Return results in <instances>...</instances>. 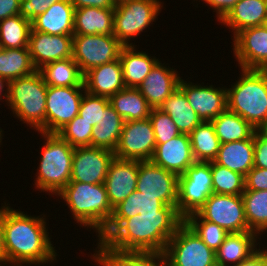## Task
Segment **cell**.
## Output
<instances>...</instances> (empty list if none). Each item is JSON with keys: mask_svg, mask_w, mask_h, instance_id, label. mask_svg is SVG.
<instances>
[{"mask_svg": "<svg viewBox=\"0 0 267 266\" xmlns=\"http://www.w3.org/2000/svg\"><path fill=\"white\" fill-rule=\"evenodd\" d=\"M114 152L97 147H75L70 182L101 184L105 182Z\"/></svg>", "mask_w": 267, "mask_h": 266, "instance_id": "cell-16", "label": "cell"}, {"mask_svg": "<svg viewBox=\"0 0 267 266\" xmlns=\"http://www.w3.org/2000/svg\"><path fill=\"white\" fill-rule=\"evenodd\" d=\"M47 86L85 87L84 75L73 58L57 60L38 70Z\"/></svg>", "mask_w": 267, "mask_h": 266, "instance_id": "cell-33", "label": "cell"}, {"mask_svg": "<svg viewBox=\"0 0 267 266\" xmlns=\"http://www.w3.org/2000/svg\"><path fill=\"white\" fill-rule=\"evenodd\" d=\"M189 138L196 162H211L216 159L221 143L211 121L201 122L189 134Z\"/></svg>", "mask_w": 267, "mask_h": 266, "instance_id": "cell-37", "label": "cell"}, {"mask_svg": "<svg viewBox=\"0 0 267 266\" xmlns=\"http://www.w3.org/2000/svg\"><path fill=\"white\" fill-rule=\"evenodd\" d=\"M233 56L239 69L267 70V28L249 27L233 38Z\"/></svg>", "mask_w": 267, "mask_h": 266, "instance_id": "cell-15", "label": "cell"}, {"mask_svg": "<svg viewBox=\"0 0 267 266\" xmlns=\"http://www.w3.org/2000/svg\"><path fill=\"white\" fill-rule=\"evenodd\" d=\"M183 222L177 206L165 205L158 213H142L124 219L103 242L119 251L164 253Z\"/></svg>", "mask_w": 267, "mask_h": 266, "instance_id": "cell-2", "label": "cell"}, {"mask_svg": "<svg viewBox=\"0 0 267 266\" xmlns=\"http://www.w3.org/2000/svg\"><path fill=\"white\" fill-rule=\"evenodd\" d=\"M47 85L40 72L9 82L7 104L15 118L34 131L46 133Z\"/></svg>", "mask_w": 267, "mask_h": 266, "instance_id": "cell-6", "label": "cell"}, {"mask_svg": "<svg viewBox=\"0 0 267 266\" xmlns=\"http://www.w3.org/2000/svg\"><path fill=\"white\" fill-rule=\"evenodd\" d=\"M213 193L239 195L245 191V176L211 161Z\"/></svg>", "mask_w": 267, "mask_h": 266, "instance_id": "cell-40", "label": "cell"}, {"mask_svg": "<svg viewBox=\"0 0 267 266\" xmlns=\"http://www.w3.org/2000/svg\"><path fill=\"white\" fill-rule=\"evenodd\" d=\"M245 190H267V169L253 167L245 176Z\"/></svg>", "mask_w": 267, "mask_h": 266, "instance_id": "cell-47", "label": "cell"}, {"mask_svg": "<svg viewBox=\"0 0 267 266\" xmlns=\"http://www.w3.org/2000/svg\"><path fill=\"white\" fill-rule=\"evenodd\" d=\"M64 200L80 227L93 229L98 236L109 223L113 208L106 187L101 184L69 182L57 195Z\"/></svg>", "mask_w": 267, "mask_h": 266, "instance_id": "cell-3", "label": "cell"}, {"mask_svg": "<svg viewBox=\"0 0 267 266\" xmlns=\"http://www.w3.org/2000/svg\"><path fill=\"white\" fill-rule=\"evenodd\" d=\"M7 204V205H6ZM27 215L3 204L5 266L54 264L57 250L49 237L47 217ZM54 246V247H53ZM22 263V264H21Z\"/></svg>", "mask_w": 267, "mask_h": 266, "instance_id": "cell-1", "label": "cell"}, {"mask_svg": "<svg viewBox=\"0 0 267 266\" xmlns=\"http://www.w3.org/2000/svg\"><path fill=\"white\" fill-rule=\"evenodd\" d=\"M74 11L70 0H60L32 20V29L51 35H74Z\"/></svg>", "mask_w": 267, "mask_h": 266, "instance_id": "cell-25", "label": "cell"}, {"mask_svg": "<svg viewBox=\"0 0 267 266\" xmlns=\"http://www.w3.org/2000/svg\"><path fill=\"white\" fill-rule=\"evenodd\" d=\"M267 20V0H240L219 22L233 32L232 38L241 30L262 26Z\"/></svg>", "mask_w": 267, "mask_h": 266, "instance_id": "cell-27", "label": "cell"}, {"mask_svg": "<svg viewBox=\"0 0 267 266\" xmlns=\"http://www.w3.org/2000/svg\"><path fill=\"white\" fill-rule=\"evenodd\" d=\"M110 104L124 121L148 119L152 108L137 88L125 87L110 98Z\"/></svg>", "mask_w": 267, "mask_h": 266, "instance_id": "cell-32", "label": "cell"}, {"mask_svg": "<svg viewBox=\"0 0 267 266\" xmlns=\"http://www.w3.org/2000/svg\"><path fill=\"white\" fill-rule=\"evenodd\" d=\"M5 98H3V97ZM9 97V82L0 76V101L2 100L3 102L5 101L7 104ZM1 105V103H0Z\"/></svg>", "mask_w": 267, "mask_h": 266, "instance_id": "cell-53", "label": "cell"}, {"mask_svg": "<svg viewBox=\"0 0 267 266\" xmlns=\"http://www.w3.org/2000/svg\"><path fill=\"white\" fill-rule=\"evenodd\" d=\"M136 46H123L119 54L125 87L137 88L160 60Z\"/></svg>", "mask_w": 267, "mask_h": 266, "instance_id": "cell-28", "label": "cell"}, {"mask_svg": "<svg viewBox=\"0 0 267 266\" xmlns=\"http://www.w3.org/2000/svg\"><path fill=\"white\" fill-rule=\"evenodd\" d=\"M28 48L34 67L39 70L48 63L72 58L73 35H51L31 28Z\"/></svg>", "mask_w": 267, "mask_h": 266, "instance_id": "cell-18", "label": "cell"}, {"mask_svg": "<svg viewBox=\"0 0 267 266\" xmlns=\"http://www.w3.org/2000/svg\"><path fill=\"white\" fill-rule=\"evenodd\" d=\"M38 133L45 141L33 185L40 193L56 196L71 181L75 148L58 134Z\"/></svg>", "mask_w": 267, "mask_h": 266, "instance_id": "cell-5", "label": "cell"}, {"mask_svg": "<svg viewBox=\"0 0 267 266\" xmlns=\"http://www.w3.org/2000/svg\"><path fill=\"white\" fill-rule=\"evenodd\" d=\"M21 0H0V21L20 14Z\"/></svg>", "mask_w": 267, "mask_h": 266, "instance_id": "cell-50", "label": "cell"}, {"mask_svg": "<svg viewBox=\"0 0 267 266\" xmlns=\"http://www.w3.org/2000/svg\"><path fill=\"white\" fill-rule=\"evenodd\" d=\"M85 92V87H47L46 133L57 134L78 115Z\"/></svg>", "mask_w": 267, "mask_h": 266, "instance_id": "cell-12", "label": "cell"}, {"mask_svg": "<svg viewBox=\"0 0 267 266\" xmlns=\"http://www.w3.org/2000/svg\"><path fill=\"white\" fill-rule=\"evenodd\" d=\"M109 104V98L85 92L79 106L78 115L88 122L89 125L96 127L99 125L103 112Z\"/></svg>", "mask_w": 267, "mask_h": 266, "instance_id": "cell-43", "label": "cell"}, {"mask_svg": "<svg viewBox=\"0 0 267 266\" xmlns=\"http://www.w3.org/2000/svg\"><path fill=\"white\" fill-rule=\"evenodd\" d=\"M165 204L157 196L143 195L135 190L124 201L113 208V213L106 228L97 236L104 240L124 219L142 213H158Z\"/></svg>", "mask_w": 267, "mask_h": 266, "instance_id": "cell-24", "label": "cell"}, {"mask_svg": "<svg viewBox=\"0 0 267 266\" xmlns=\"http://www.w3.org/2000/svg\"><path fill=\"white\" fill-rule=\"evenodd\" d=\"M124 122V119L109 104L103 112L99 125L93 129L91 147L103 148L114 152L118 145Z\"/></svg>", "mask_w": 267, "mask_h": 266, "instance_id": "cell-35", "label": "cell"}, {"mask_svg": "<svg viewBox=\"0 0 267 266\" xmlns=\"http://www.w3.org/2000/svg\"><path fill=\"white\" fill-rule=\"evenodd\" d=\"M263 131L267 134V127Z\"/></svg>", "mask_w": 267, "mask_h": 266, "instance_id": "cell-56", "label": "cell"}, {"mask_svg": "<svg viewBox=\"0 0 267 266\" xmlns=\"http://www.w3.org/2000/svg\"><path fill=\"white\" fill-rule=\"evenodd\" d=\"M31 21L20 14L0 21L1 48H28Z\"/></svg>", "mask_w": 267, "mask_h": 266, "instance_id": "cell-39", "label": "cell"}, {"mask_svg": "<svg viewBox=\"0 0 267 266\" xmlns=\"http://www.w3.org/2000/svg\"><path fill=\"white\" fill-rule=\"evenodd\" d=\"M60 0H21L20 15L32 22L38 15L43 14L51 5Z\"/></svg>", "mask_w": 267, "mask_h": 266, "instance_id": "cell-45", "label": "cell"}, {"mask_svg": "<svg viewBox=\"0 0 267 266\" xmlns=\"http://www.w3.org/2000/svg\"><path fill=\"white\" fill-rule=\"evenodd\" d=\"M136 190L143 195L157 196L165 205L177 206L178 176L151 160L139 161Z\"/></svg>", "mask_w": 267, "mask_h": 266, "instance_id": "cell-14", "label": "cell"}, {"mask_svg": "<svg viewBox=\"0 0 267 266\" xmlns=\"http://www.w3.org/2000/svg\"><path fill=\"white\" fill-rule=\"evenodd\" d=\"M83 83L87 93L107 98L124 89V76L119 58L90 69L84 74Z\"/></svg>", "mask_w": 267, "mask_h": 266, "instance_id": "cell-23", "label": "cell"}, {"mask_svg": "<svg viewBox=\"0 0 267 266\" xmlns=\"http://www.w3.org/2000/svg\"><path fill=\"white\" fill-rule=\"evenodd\" d=\"M261 239L255 232L229 233L215 252L217 266H232L247 259L258 248Z\"/></svg>", "mask_w": 267, "mask_h": 266, "instance_id": "cell-26", "label": "cell"}, {"mask_svg": "<svg viewBox=\"0 0 267 266\" xmlns=\"http://www.w3.org/2000/svg\"><path fill=\"white\" fill-rule=\"evenodd\" d=\"M0 266H5V248L3 232V206L0 208Z\"/></svg>", "mask_w": 267, "mask_h": 266, "instance_id": "cell-52", "label": "cell"}, {"mask_svg": "<svg viewBox=\"0 0 267 266\" xmlns=\"http://www.w3.org/2000/svg\"><path fill=\"white\" fill-rule=\"evenodd\" d=\"M156 144L166 143L181 134L171 117L160 109H152L149 116Z\"/></svg>", "mask_w": 267, "mask_h": 266, "instance_id": "cell-44", "label": "cell"}, {"mask_svg": "<svg viewBox=\"0 0 267 266\" xmlns=\"http://www.w3.org/2000/svg\"><path fill=\"white\" fill-rule=\"evenodd\" d=\"M197 213L204 220L219 225L228 233L250 231L242 196L213 193Z\"/></svg>", "mask_w": 267, "mask_h": 266, "instance_id": "cell-11", "label": "cell"}, {"mask_svg": "<svg viewBox=\"0 0 267 266\" xmlns=\"http://www.w3.org/2000/svg\"><path fill=\"white\" fill-rule=\"evenodd\" d=\"M258 248L247 259L232 266H267V247H260L259 245Z\"/></svg>", "mask_w": 267, "mask_h": 266, "instance_id": "cell-49", "label": "cell"}, {"mask_svg": "<svg viewBox=\"0 0 267 266\" xmlns=\"http://www.w3.org/2000/svg\"><path fill=\"white\" fill-rule=\"evenodd\" d=\"M163 4L161 0H125L117 3L114 9V36L123 46H135L130 41L156 22Z\"/></svg>", "mask_w": 267, "mask_h": 266, "instance_id": "cell-7", "label": "cell"}, {"mask_svg": "<svg viewBox=\"0 0 267 266\" xmlns=\"http://www.w3.org/2000/svg\"><path fill=\"white\" fill-rule=\"evenodd\" d=\"M181 79L178 87L185 93L190 106L198 114L201 121H211L227 109L226 87L205 86L201 84L187 82ZM203 84V85H202Z\"/></svg>", "mask_w": 267, "mask_h": 266, "instance_id": "cell-17", "label": "cell"}, {"mask_svg": "<svg viewBox=\"0 0 267 266\" xmlns=\"http://www.w3.org/2000/svg\"><path fill=\"white\" fill-rule=\"evenodd\" d=\"M168 114L181 134H190L202 121L178 87L159 108Z\"/></svg>", "mask_w": 267, "mask_h": 266, "instance_id": "cell-31", "label": "cell"}, {"mask_svg": "<svg viewBox=\"0 0 267 266\" xmlns=\"http://www.w3.org/2000/svg\"><path fill=\"white\" fill-rule=\"evenodd\" d=\"M241 196L248 228L261 238L267 233V190H245Z\"/></svg>", "mask_w": 267, "mask_h": 266, "instance_id": "cell-38", "label": "cell"}, {"mask_svg": "<svg viewBox=\"0 0 267 266\" xmlns=\"http://www.w3.org/2000/svg\"><path fill=\"white\" fill-rule=\"evenodd\" d=\"M34 67L29 48H1L0 76L8 82L33 74Z\"/></svg>", "mask_w": 267, "mask_h": 266, "instance_id": "cell-36", "label": "cell"}, {"mask_svg": "<svg viewBox=\"0 0 267 266\" xmlns=\"http://www.w3.org/2000/svg\"><path fill=\"white\" fill-rule=\"evenodd\" d=\"M75 9L83 7L115 8L113 0H70Z\"/></svg>", "mask_w": 267, "mask_h": 266, "instance_id": "cell-51", "label": "cell"}, {"mask_svg": "<svg viewBox=\"0 0 267 266\" xmlns=\"http://www.w3.org/2000/svg\"><path fill=\"white\" fill-rule=\"evenodd\" d=\"M254 167L267 169V134L263 130L254 133Z\"/></svg>", "mask_w": 267, "mask_h": 266, "instance_id": "cell-46", "label": "cell"}, {"mask_svg": "<svg viewBox=\"0 0 267 266\" xmlns=\"http://www.w3.org/2000/svg\"><path fill=\"white\" fill-rule=\"evenodd\" d=\"M168 266H217L216 253L183 222L164 251Z\"/></svg>", "mask_w": 267, "mask_h": 266, "instance_id": "cell-9", "label": "cell"}, {"mask_svg": "<svg viewBox=\"0 0 267 266\" xmlns=\"http://www.w3.org/2000/svg\"><path fill=\"white\" fill-rule=\"evenodd\" d=\"M184 222L214 252L219 249L229 234L219 225L204 220L197 212L188 215Z\"/></svg>", "mask_w": 267, "mask_h": 266, "instance_id": "cell-41", "label": "cell"}, {"mask_svg": "<svg viewBox=\"0 0 267 266\" xmlns=\"http://www.w3.org/2000/svg\"><path fill=\"white\" fill-rule=\"evenodd\" d=\"M94 127L77 115L68 122L57 134L72 147L91 146V136Z\"/></svg>", "mask_w": 267, "mask_h": 266, "instance_id": "cell-42", "label": "cell"}, {"mask_svg": "<svg viewBox=\"0 0 267 266\" xmlns=\"http://www.w3.org/2000/svg\"><path fill=\"white\" fill-rule=\"evenodd\" d=\"M151 161L177 176L196 162L188 134H179L166 143L156 144Z\"/></svg>", "mask_w": 267, "mask_h": 266, "instance_id": "cell-21", "label": "cell"}, {"mask_svg": "<svg viewBox=\"0 0 267 266\" xmlns=\"http://www.w3.org/2000/svg\"><path fill=\"white\" fill-rule=\"evenodd\" d=\"M114 9L83 7L74 11V34L114 35Z\"/></svg>", "mask_w": 267, "mask_h": 266, "instance_id": "cell-29", "label": "cell"}, {"mask_svg": "<svg viewBox=\"0 0 267 266\" xmlns=\"http://www.w3.org/2000/svg\"><path fill=\"white\" fill-rule=\"evenodd\" d=\"M211 162H195L178 176L177 212L185 219L198 212L213 194Z\"/></svg>", "mask_w": 267, "mask_h": 266, "instance_id": "cell-8", "label": "cell"}, {"mask_svg": "<svg viewBox=\"0 0 267 266\" xmlns=\"http://www.w3.org/2000/svg\"><path fill=\"white\" fill-rule=\"evenodd\" d=\"M155 148V135L149 118L125 121L114 155L124 160L148 161Z\"/></svg>", "mask_w": 267, "mask_h": 266, "instance_id": "cell-13", "label": "cell"}, {"mask_svg": "<svg viewBox=\"0 0 267 266\" xmlns=\"http://www.w3.org/2000/svg\"><path fill=\"white\" fill-rule=\"evenodd\" d=\"M158 61L137 87L152 109H159L162 103L178 88L181 79L178 71ZM165 64V65H164Z\"/></svg>", "mask_w": 267, "mask_h": 266, "instance_id": "cell-20", "label": "cell"}, {"mask_svg": "<svg viewBox=\"0 0 267 266\" xmlns=\"http://www.w3.org/2000/svg\"><path fill=\"white\" fill-rule=\"evenodd\" d=\"M123 45L114 35H73L72 58L84 75L90 69L119 58Z\"/></svg>", "mask_w": 267, "mask_h": 266, "instance_id": "cell-10", "label": "cell"}, {"mask_svg": "<svg viewBox=\"0 0 267 266\" xmlns=\"http://www.w3.org/2000/svg\"><path fill=\"white\" fill-rule=\"evenodd\" d=\"M240 77L227 90V109L257 131L267 127V70L240 69Z\"/></svg>", "mask_w": 267, "mask_h": 266, "instance_id": "cell-4", "label": "cell"}, {"mask_svg": "<svg viewBox=\"0 0 267 266\" xmlns=\"http://www.w3.org/2000/svg\"><path fill=\"white\" fill-rule=\"evenodd\" d=\"M139 161L114 157L111 161L104 185L111 207L114 208L136 190Z\"/></svg>", "mask_w": 267, "mask_h": 266, "instance_id": "cell-19", "label": "cell"}, {"mask_svg": "<svg viewBox=\"0 0 267 266\" xmlns=\"http://www.w3.org/2000/svg\"><path fill=\"white\" fill-rule=\"evenodd\" d=\"M221 144L250 139L257 131L238 114L226 109L211 120Z\"/></svg>", "mask_w": 267, "mask_h": 266, "instance_id": "cell-34", "label": "cell"}, {"mask_svg": "<svg viewBox=\"0 0 267 266\" xmlns=\"http://www.w3.org/2000/svg\"><path fill=\"white\" fill-rule=\"evenodd\" d=\"M96 246L90 258L99 266H168L164 253L119 251L99 239Z\"/></svg>", "mask_w": 267, "mask_h": 266, "instance_id": "cell-22", "label": "cell"}, {"mask_svg": "<svg viewBox=\"0 0 267 266\" xmlns=\"http://www.w3.org/2000/svg\"><path fill=\"white\" fill-rule=\"evenodd\" d=\"M113 1L115 2V4H117V3L123 2L125 0H113Z\"/></svg>", "mask_w": 267, "mask_h": 266, "instance_id": "cell-55", "label": "cell"}, {"mask_svg": "<svg viewBox=\"0 0 267 266\" xmlns=\"http://www.w3.org/2000/svg\"><path fill=\"white\" fill-rule=\"evenodd\" d=\"M214 161L246 176L254 167V135L250 139L220 144Z\"/></svg>", "mask_w": 267, "mask_h": 266, "instance_id": "cell-30", "label": "cell"}, {"mask_svg": "<svg viewBox=\"0 0 267 266\" xmlns=\"http://www.w3.org/2000/svg\"><path fill=\"white\" fill-rule=\"evenodd\" d=\"M198 1V0H196ZM216 12L217 21L220 22L240 0H201ZM200 2V0H199Z\"/></svg>", "mask_w": 267, "mask_h": 266, "instance_id": "cell-48", "label": "cell"}, {"mask_svg": "<svg viewBox=\"0 0 267 266\" xmlns=\"http://www.w3.org/2000/svg\"><path fill=\"white\" fill-rule=\"evenodd\" d=\"M4 131H3V129H1V127H0V145H2L1 143H2V140H3V135H4V133H3ZM1 147V146H0Z\"/></svg>", "mask_w": 267, "mask_h": 266, "instance_id": "cell-54", "label": "cell"}]
</instances>
